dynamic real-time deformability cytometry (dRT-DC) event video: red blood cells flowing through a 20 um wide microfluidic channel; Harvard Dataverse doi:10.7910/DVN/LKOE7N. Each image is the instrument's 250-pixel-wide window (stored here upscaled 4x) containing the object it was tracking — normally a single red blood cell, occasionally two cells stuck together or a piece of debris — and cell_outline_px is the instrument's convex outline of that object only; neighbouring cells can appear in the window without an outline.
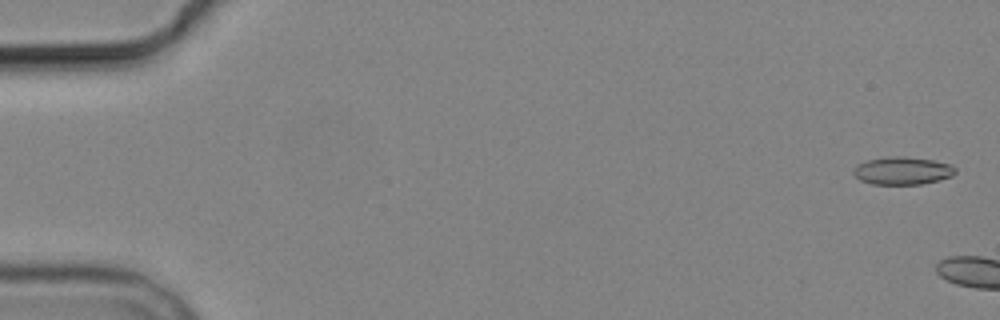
{"species": "common noctule bat (a hibernating species)", "species_latin": "Nyctalus noctula", "temperature_condition": "cold", "stored_images_in_passage": 2, "camera_frame_rate_fps": 3000, "um_per_image_px": 0.085, "animal": {"sex": "male", "body_mass_g": 19.2, "forearm_length_mm": 51.8}, "frame": {"image": 1, "passage_image": 1, "time_ms": 0.0, "image_size_px": [1000, 320], "cell_outline_px": [[956, 172], [952, 176], [940, 180], [920, 184], [872, 184], [860, 180], [852, 172], [860, 164], [868, 160], [888, 156], [904, 156], [932, 160], [952, 164], [956, 168]], "centroid_in_image_um": [76.76, 14.51], "position_along_channel_um": 8.2, "area_um2": 16.42}}